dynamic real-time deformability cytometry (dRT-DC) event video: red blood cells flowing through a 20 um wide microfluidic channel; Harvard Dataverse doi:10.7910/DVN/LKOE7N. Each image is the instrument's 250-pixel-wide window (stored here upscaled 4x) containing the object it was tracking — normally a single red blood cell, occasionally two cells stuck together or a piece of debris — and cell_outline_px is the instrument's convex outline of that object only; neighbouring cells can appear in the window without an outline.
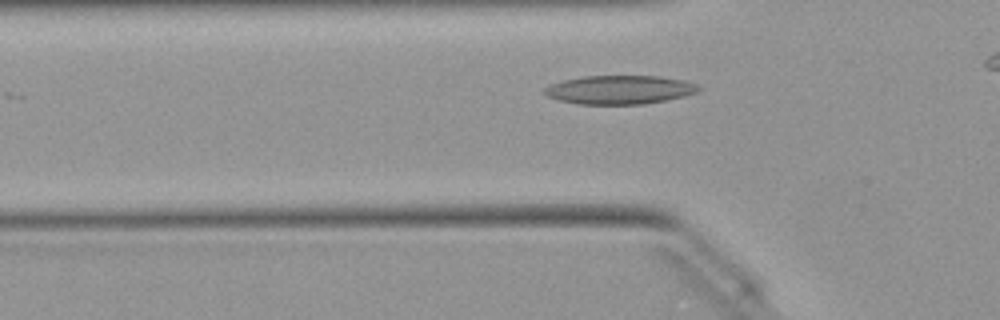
{"species": "Egyptian fruit bat (a non-hibernating species)", "species_latin": "Rousettus aegyptiacus", "temperature_condition": "warm", "stored_images_in_passage": 30, "camera_frame_rate_fps": 3000, "um_per_image_px": 0.085, "animal": {"sex": "female"}, "frame": {"image": 1, "passage_image": 5, "time_ms": 1.333, "image_size_px": [1000, 320], "cell_outline_px": [[700, 88], [696, 92], [684, 96], [644, 104], [580, 104], [560, 100], [548, 96], [544, 92], [544, 88], [552, 84], [564, 80], [584, 76], [660, 76], [684, 80], [696, 84]], "centroid_in_image_um": [52.68, 7.62], "position_along_channel_um": 73.1, "area_um2": 25.49}}
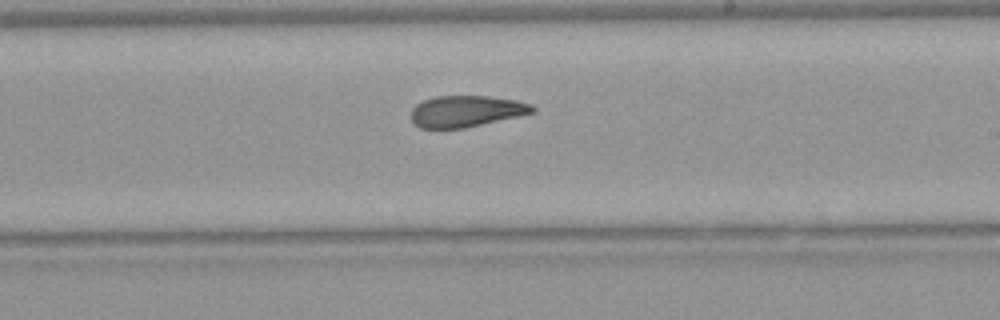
{"frame": {"image": 2, "passage_image": 18, "time_ms": 5.667, "image_size_px": [1000, 320], "cell_outline_px": [[536, 112], [464, 128], [420, 128], [412, 124], [412, 108], [416, 104], [424, 100], [436, 96], [492, 96], [516, 100], [532, 104], [536, 108]], "centroid_in_image_um": [39.63, 9.45], "position_along_channel_um": 249.4, "area_um2": 22.25}}
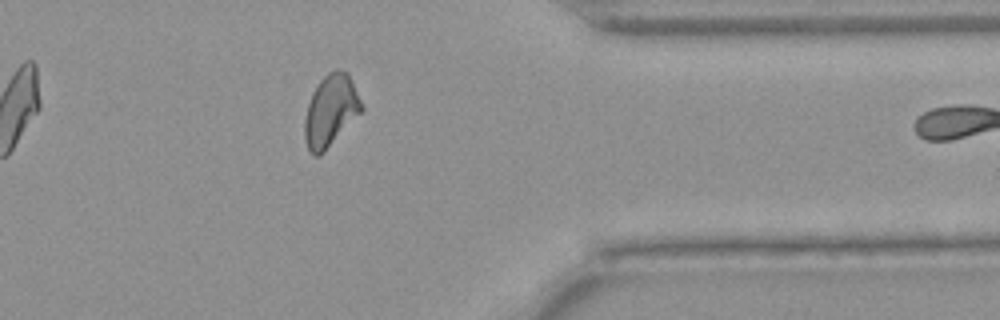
{"frame": {"image": 3, "passage_image": 29, "time_ms": 9.333, "image_size_px": [1000, 320], "cell_outline_px": [[364, 108], [324, 152], [320, 156], [312, 156], [308, 148], [304, 136], [304, 120], [308, 104], [312, 92], [320, 80], [332, 68], [340, 68], [348, 72], [364, 104]], "centroid_in_image_um": [28.11, 9.37], "position_along_channel_um": 383.3, "area_um2": 23.93}}